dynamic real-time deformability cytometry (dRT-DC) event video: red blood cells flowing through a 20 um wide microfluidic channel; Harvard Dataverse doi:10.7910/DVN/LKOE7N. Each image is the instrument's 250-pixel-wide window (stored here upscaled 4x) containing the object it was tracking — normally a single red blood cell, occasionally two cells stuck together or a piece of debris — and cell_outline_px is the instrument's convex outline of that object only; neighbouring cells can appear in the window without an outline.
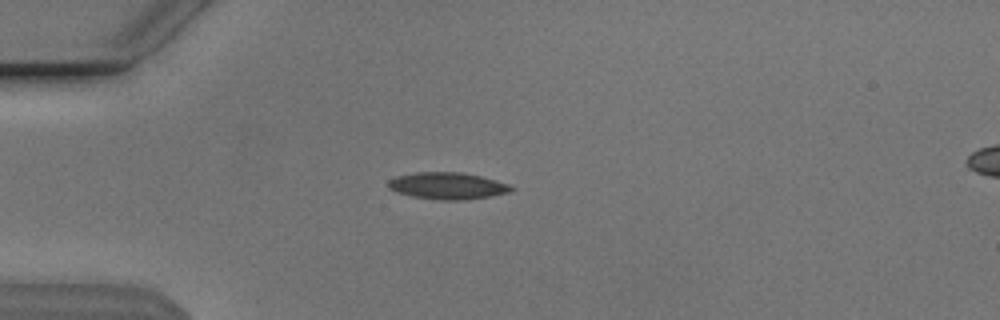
{"species": "Egyptian fruit bat (a non-hibernating species)", "species_latin": "Rousettus aegyptiacus", "temperature_condition": "cold", "stored_images_in_passage": 53, "camera_frame_rate_fps": 3000, "um_per_image_px": 0.085, "animal": {"sex": "male"}, "frame": {"image": 1, "passage_image": 14, "time_ms": 4.333, "image_size_px": [1000, 320], "cell_outline_px": [[516, 188], [508, 192], [488, 196], [460, 200], [440, 200], [412, 196], [396, 192], [388, 188], [388, 180], [396, 176], [416, 172], [460, 172], [480, 176], [508, 184]], "centroid_in_image_um": [37.99, 15.79], "position_along_channel_um": 47.0, "area_um2": 19.02}}
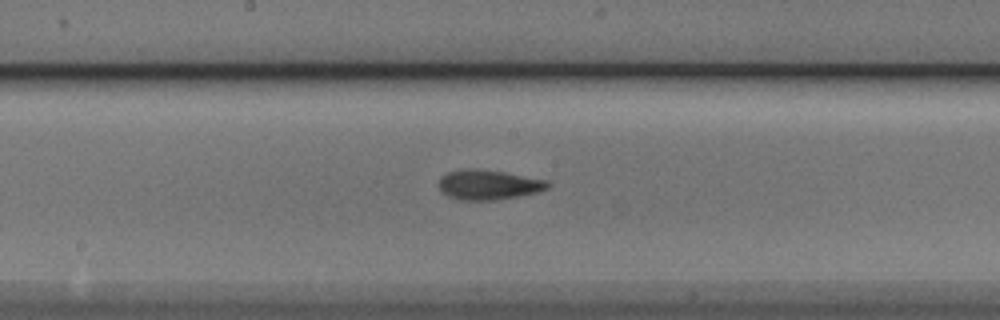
{"frame": {"image": 2, "passage_image": 28, "time_ms": 9.0, "image_size_px": [1000, 320], "cell_outline_px": [[552, 184], [548, 188], [536, 192], [496, 200], [460, 200], [448, 196], [440, 192], [440, 176], [448, 172], [464, 168], [472, 168], [504, 172], [548, 180]], "centroid_in_image_um": [41.51, 15.7], "position_along_channel_um": 206.7, "area_um2": 18.96}}
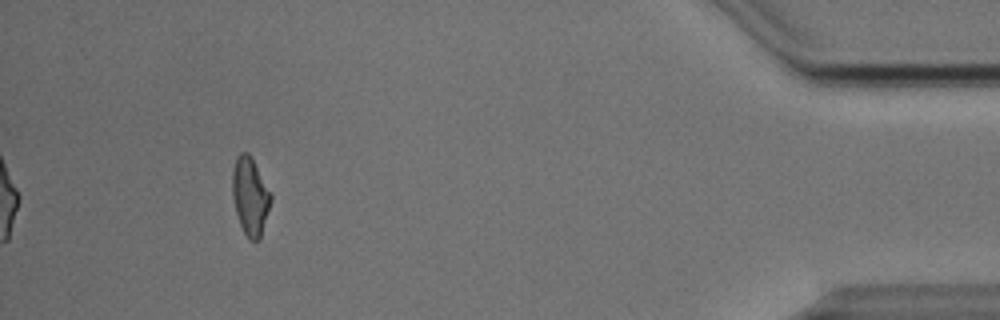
{"frame": {"image": 3, "passage_image": 49, "time_ms": 16.0, "image_size_px": [1000, 320], "cell_outline_px": [[272, 200], [260, 240], [252, 240], [244, 232], [240, 224], [236, 212], [232, 196], [232, 172], [236, 156], [240, 152], [248, 152], [272, 196]], "centroid_in_image_um": [21.25, 16.68], "position_along_channel_um": 413.9, "area_um2": 17.22}, "authors_computed_cell_mechanics": {"area_um2": 17.9758, "velocity_mm_per_s": 3.8403, "shape_relaxation_time_tau1_ms": 6.3281, "shape_relaxation_time_tau2_ms": 3.4958, "deformation_change_tau1": 0.1606, "deformation_change_tau2": 0.1146}}